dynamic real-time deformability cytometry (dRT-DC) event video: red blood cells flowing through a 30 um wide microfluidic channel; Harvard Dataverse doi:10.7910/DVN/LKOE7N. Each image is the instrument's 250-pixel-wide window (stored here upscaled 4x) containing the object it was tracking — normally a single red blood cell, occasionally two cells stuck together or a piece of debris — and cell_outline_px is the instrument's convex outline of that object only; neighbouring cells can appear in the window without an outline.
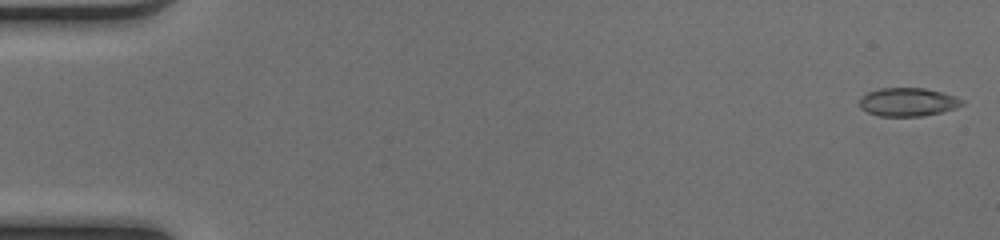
{"species": "common noctule bat (a hibernating species)", "species_latin": "Nyctalus noctula", "temperature_condition": "cold", "stored_images_in_passage": 50, "camera_frame_rate_fps": 3000, "um_per_image_px": 0.085, "animal": {"sex": "female", "body_mass_g": 17.0, "forearm_length_mm": 48.0}, "frame": {"image": 1, "passage_image": 1, "time_ms": 0.0, "image_size_px": [1000, 240], "cell_outline_px": [[964, 104], [956, 108], [924, 116], [880, 116], [868, 112], [860, 108], [860, 96], [868, 92], [880, 88], [924, 88], [944, 92], [956, 96], [964, 100]], "centroid_in_image_um": [77.19, 8.66], "position_along_channel_um": 7.8, "area_um2": 17.11}}
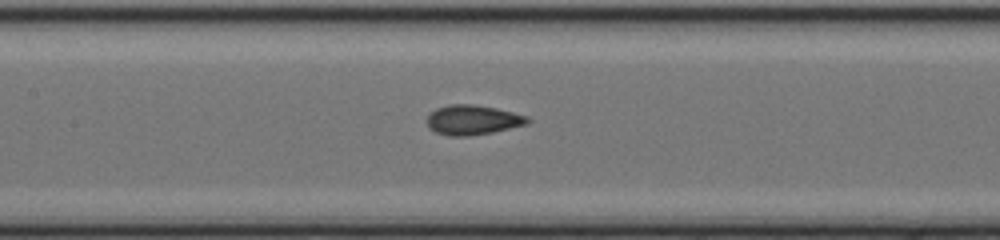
{"frame": {"image": 2, "passage_image": 24, "time_ms": 7.667, "image_size_px": [1000, 240], "cell_outline_px": [[532, 120], [524, 124], [492, 132], [468, 136], [448, 136], [436, 132], [428, 128], [428, 116], [436, 108], [448, 104], [472, 104], [496, 108], [528, 116]], "centroid_in_image_um": [40.16, 10.19], "position_along_channel_um": 167.2, "area_um2": 17.28}}
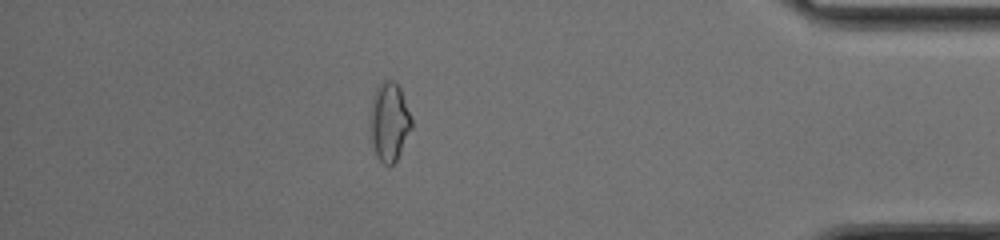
{"frame": {"image": 3, "passage_image": 44, "time_ms": 14.333, "image_size_px": [1000, 240], "cell_outline_px": [[412, 128], [396, 160], [392, 164], [384, 164], [376, 156], [372, 140], [372, 96], [376, 88], [384, 80], [392, 80], [400, 88], [412, 120]], "centroid_in_image_um": [33.11, 10.34], "position_along_channel_um": 402.1, "area_um2": 18.32}, "authors_computed_cell_mechanics": {"area_um2": 17.2533, "velocity_mm_per_s": 4.1239, "shape_relaxation_time_tau1_ms": 4.681, "shape_relaxation_time_tau2_ms": 2.2361, "deformation_change_tau1": 0.1153, "deformation_change_tau2": 0.0637}}